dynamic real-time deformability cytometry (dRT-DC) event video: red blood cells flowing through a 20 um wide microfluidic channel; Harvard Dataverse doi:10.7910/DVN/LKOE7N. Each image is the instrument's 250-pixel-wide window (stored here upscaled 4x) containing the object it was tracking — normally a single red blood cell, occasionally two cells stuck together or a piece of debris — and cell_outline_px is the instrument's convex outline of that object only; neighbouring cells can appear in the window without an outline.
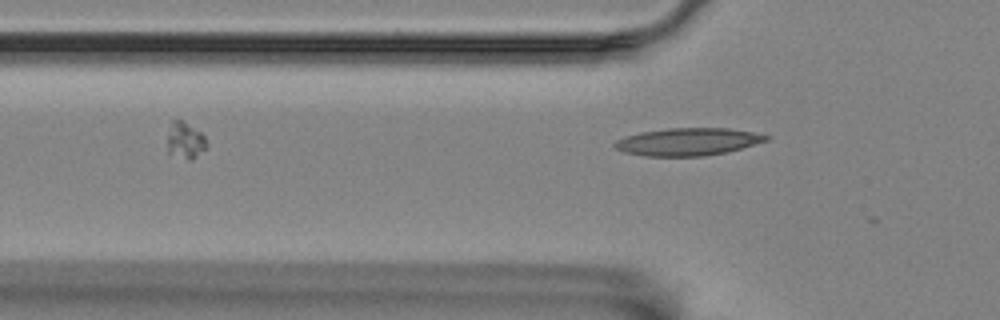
{"species": "Egyptian fruit bat (a non-hibernating species)", "species_latin": "Rousettus aegyptiacus", "temperature_condition": "room temperature", "stored_images_in_passage": 6, "camera_frame_rate_fps": 3000, "um_per_image_px": 0.085, "animal": {"sex": "female"}, "frame": {"image": 1, "passage_image": 5, "time_ms": 1.333, "image_size_px": [1000, 320], "cell_outline_px": [[772, 136], [768, 140], [728, 152], [704, 156], [644, 156], [624, 152], [616, 148], [612, 144], [616, 140], [624, 136], [640, 132], [668, 128], [728, 128], [752, 132]], "centroid_in_image_um": [58.45, 12.05], "position_along_channel_um": 67.3, "area_um2": 24.39}}